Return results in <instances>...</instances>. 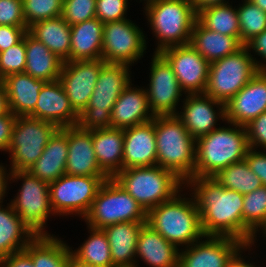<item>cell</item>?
I'll list each match as a JSON object with an SVG mask.
<instances>
[{
  "instance_id": "e575fe53",
  "label": "cell",
  "mask_w": 266,
  "mask_h": 267,
  "mask_svg": "<svg viewBox=\"0 0 266 267\" xmlns=\"http://www.w3.org/2000/svg\"><path fill=\"white\" fill-rule=\"evenodd\" d=\"M228 4H219L200 10L197 13V21L208 30L236 37L240 41L238 12Z\"/></svg>"
},
{
  "instance_id": "d6a6232c",
  "label": "cell",
  "mask_w": 266,
  "mask_h": 267,
  "mask_svg": "<svg viewBox=\"0 0 266 267\" xmlns=\"http://www.w3.org/2000/svg\"><path fill=\"white\" fill-rule=\"evenodd\" d=\"M28 32L64 62H69L71 29L61 16L32 24Z\"/></svg>"
},
{
  "instance_id": "ac0fdd59",
  "label": "cell",
  "mask_w": 266,
  "mask_h": 267,
  "mask_svg": "<svg viewBox=\"0 0 266 267\" xmlns=\"http://www.w3.org/2000/svg\"><path fill=\"white\" fill-rule=\"evenodd\" d=\"M187 95L183 101V112H178L176 116L182 121L190 135L197 140L216 129L218 121L216 119L220 118L225 121V104L205 93ZM213 106L219 107V111L216 112Z\"/></svg>"
},
{
  "instance_id": "bcb514c9",
  "label": "cell",
  "mask_w": 266,
  "mask_h": 267,
  "mask_svg": "<svg viewBox=\"0 0 266 267\" xmlns=\"http://www.w3.org/2000/svg\"><path fill=\"white\" fill-rule=\"evenodd\" d=\"M27 31V26L0 25V52L17 44Z\"/></svg>"
},
{
  "instance_id": "f5cc1de1",
  "label": "cell",
  "mask_w": 266,
  "mask_h": 267,
  "mask_svg": "<svg viewBox=\"0 0 266 267\" xmlns=\"http://www.w3.org/2000/svg\"><path fill=\"white\" fill-rule=\"evenodd\" d=\"M7 170L4 168L3 165H0V204L3 203V197H5L8 181L10 179V170L9 174L6 172Z\"/></svg>"
},
{
  "instance_id": "7bdbcfd3",
  "label": "cell",
  "mask_w": 266,
  "mask_h": 267,
  "mask_svg": "<svg viewBox=\"0 0 266 267\" xmlns=\"http://www.w3.org/2000/svg\"><path fill=\"white\" fill-rule=\"evenodd\" d=\"M127 2L128 0H96V18L103 23L127 19Z\"/></svg>"
},
{
  "instance_id": "681fc988",
  "label": "cell",
  "mask_w": 266,
  "mask_h": 267,
  "mask_svg": "<svg viewBox=\"0 0 266 267\" xmlns=\"http://www.w3.org/2000/svg\"><path fill=\"white\" fill-rule=\"evenodd\" d=\"M0 267H34L30 256L23 250L0 259Z\"/></svg>"
},
{
  "instance_id": "f546056e",
  "label": "cell",
  "mask_w": 266,
  "mask_h": 267,
  "mask_svg": "<svg viewBox=\"0 0 266 267\" xmlns=\"http://www.w3.org/2000/svg\"><path fill=\"white\" fill-rule=\"evenodd\" d=\"M64 61L47 46L26 32V67L24 73L38 80H59Z\"/></svg>"
},
{
  "instance_id": "680465c9",
  "label": "cell",
  "mask_w": 266,
  "mask_h": 267,
  "mask_svg": "<svg viewBox=\"0 0 266 267\" xmlns=\"http://www.w3.org/2000/svg\"><path fill=\"white\" fill-rule=\"evenodd\" d=\"M259 228L263 230L262 232L265 235L264 237H266V221Z\"/></svg>"
},
{
  "instance_id": "4dcf8cb0",
  "label": "cell",
  "mask_w": 266,
  "mask_h": 267,
  "mask_svg": "<svg viewBox=\"0 0 266 267\" xmlns=\"http://www.w3.org/2000/svg\"><path fill=\"white\" fill-rule=\"evenodd\" d=\"M190 44L209 63L234 54L244 46L236 37L208 30L198 21L192 29Z\"/></svg>"
},
{
  "instance_id": "484cf974",
  "label": "cell",
  "mask_w": 266,
  "mask_h": 267,
  "mask_svg": "<svg viewBox=\"0 0 266 267\" xmlns=\"http://www.w3.org/2000/svg\"><path fill=\"white\" fill-rule=\"evenodd\" d=\"M9 100L10 111L15 116H29L38 101L39 92L46 83L26 73H14L2 79Z\"/></svg>"
},
{
  "instance_id": "60d3db41",
  "label": "cell",
  "mask_w": 266,
  "mask_h": 267,
  "mask_svg": "<svg viewBox=\"0 0 266 267\" xmlns=\"http://www.w3.org/2000/svg\"><path fill=\"white\" fill-rule=\"evenodd\" d=\"M26 67V33L12 47L0 52V80L14 73H24Z\"/></svg>"
},
{
  "instance_id": "2e32d148",
  "label": "cell",
  "mask_w": 266,
  "mask_h": 267,
  "mask_svg": "<svg viewBox=\"0 0 266 267\" xmlns=\"http://www.w3.org/2000/svg\"><path fill=\"white\" fill-rule=\"evenodd\" d=\"M179 251L178 267H229L235 255L249 247L238 239L227 236H205Z\"/></svg>"
},
{
  "instance_id": "5b68a950",
  "label": "cell",
  "mask_w": 266,
  "mask_h": 267,
  "mask_svg": "<svg viewBox=\"0 0 266 267\" xmlns=\"http://www.w3.org/2000/svg\"><path fill=\"white\" fill-rule=\"evenodd\" d=\"M144 3L146 18L159 40L154 53L190 43L192 29L197 21L192 0H151Z\"/></svg>"
},
{
  "instance_id": "4fadbf2b",
  "label": "cell",
  "mask_w": 266,
  "mask_h": 267,
  "mask_svg": "<svg viewBox=\"0 0 266 267\" xmlns=\"http://www.w3.org/2000/svg\"><path fill=\"white\" fill-rule=\"evenodd\" d=\"M146 43L144 33L131 20L106 22L103 26L102 59L106 63L130 66L143 57Z\"/></svg>"
},
{
  "instance_id": "3957f363",
  "label": "cell",
  "mask_w": 266,
  "mask_h": 267,
  "mask_svg": "<svg viewBox=\"0 0 266 267\" xmlns=\"http://www.w3.org/2000/svg\"><path fill=\"white\" fill-rule=\"evenodd\" d=\"M157 165L174 172L185 183L194 177L196 140L176 115L155 116Z\"/></svg>"
},
{
  "instance_id": "f907efd6",
  "label": "cell",
  "mask_w": 266,
  "mask_h": 267,
  "mask_svg": "<svg viewBox=\"0 0 266 267\" xmlns=\"http://www.w3.org/2000/svg\"><path fill=\"white\" fill-rule=\"evenodd\" d=\"M249 50L252 48L266 62V29L255 36L245 45Z\"/></svg>"
},
{
  "instance_id": "9a60e30c",
  "label": "cell",
  "mask_w": 266,
  "mask_h": 267,
  "mask_svg": "<svg viewBox=\"0 0 266 267\" xmlns=\"http://www.w3.org/2000/svg\"><path fill=\"white\" fill-rule=\"evenodd\" d=\"M150 83L146 89L150 108L155 116L177 115V104L183 90L167 60L155 53L151 60Z\"/></svg>"
},
{
  "instance_id": "8992f818",
  "label": "cell",
  "mask_w": 266,
  "mask_h": 267,
  "mask_svg": "<svg viewBox=\"0 0 266 267\" xmlns=\"http://www.w3.org/2000/svg\"><path fill=\"white\" fill-rule=\"evenodd\" d=\"M113 179L129 193L147 213L172 199L185 184L174 172L158 165L131 167L119 171Z\"/></svg>"
},
{
  "instance_id": "9f6ffc18",
  "label": "cell",
  "mask_w": 266,
  "mask_h": 267,
  "mask_svg": "<svg viewBox=\"0 0 266 267\" xmlns=\"http://www.w3.org/2000/svg\"><path fill=\"white\" fill-rule=\"evenodd\" d=\"M69 267H98V266H94L93 264L89 263H84L78 260L72 253H70Z\"/></svg>"
},
{
  "instance_id": "603a6c76",
  "label": "cell",
  "mask_w": 266,
  "mask_h": 267,
  "mask_svg": "<svg viewBox=\"0 0 266 267\" xmlns=\"http://www.w3.org/2000/svg\"><path fill=\"white\" fill-rule=\"evenodd\" d=\"M130 83L118 97L111 112V128L126 129L154 119L146 89ZM150 112V113H149Z\"/></svg>"
},
{
  "instance_id": "7c38bea8",
  "label": "cell",
  "mask_w": 266,
  "mask_h": 267,
  "mask_svg": "<svg viewBox=\"0 0 266 267\" xmlns=\"http://www.w3.org/2000/svg\"><path fill=\"white\" fill-rule=\"evenodd\" d=\"M108 176H72L64 174L49 183L50 203L54 214H78L85 217L100 187Z\"/></svg>"
},
{
  "instance_id": "7402d4cb",
  "label": "cell",
  "mask_w": 266,
  "mask_h": 267,
  "mask_svg": "<svg viewBox=\"0 0 266 267\" xmlns=\"http://www.w3.org/2000/svg\"><path fill=\"white\" fill-rule=\"evenodd\" d=\"M68 157L66 174L72 176H107L99 167L92 141V130L77 125L67 127Z\"/></svg>"
},
{
  "instance_id": "f6af8a7d",
  "label": "cell",
  "mask_w": 266,
  "mask_h": 267,
  "mask_svg": "<svg viewBox=\"0 0 266 267\" xmlns=\"http://www.w3.org/2000/svg\"><path fill=\"white\" fill-rule=\"evenodd\" d=\"M249 148H264L266 150V112L245 125Z\"/></svg>"
},
{
  "instance_id": "f35d334b",
  "label": "cell",
  "mask_w": 266,
  "mask_h": 267,
  "mask_svg": "<svg viewBox=\"0 0 266 267\" xmlns=\"http://www.w3.org/2000/svg\"><path fill=\"white\" fill-rule=\"evenodd\" d=\"M266 221V186L244 194L243 222L255 233L249 248L254 245L258 229ZM255 237V238H254ZM255 239V240H254Z\"/></svg>"
},
{
  "instance_id": "6da1fadb",
  "label": "cell",
  "mask_w": 266,
  "mask_h": 267,
  "mask_svg": "<svg viewBox=\"0 0 266 267\" xmlns=\"http://www.w3.org/2000/svg\"><path fill=\"white\" fill-rule=\"evenodd\" d=\"M191 186L205 236H227L249 245L254 232L243 222L244 194L224 188L213 177H192Z\"/></svg>"
},
{
  "instance_id": "816d5d0a",
  "label": "cell",
  "mask_w": 266,
  "mask_h": 267,
  "mask_svg": "<svg viewBox=\"0 0 266 267\" xmlns=\"http://www.w3.org/2000/svg\"><path fill=\"white\" fill-rule=\"evenodd\" d=\"M13 114L9 108V100L2 80H0V115Z\"/></svg>"
},
{
  "instance_id": "8fae6325",
  "label": "cell",
  "mask_w": 266,
  "mask_h": 267,
  "mask_svg": "<svg viewBox=\"0 0 266 267\" xmlns=\"http://www.w3.org/2000/svg\"><path fill=\"white\" fill-rule=\"evenodd\" d=\"M10 180H22V186L10 203L20 219L36 236H50L45 229L47 218L54 212L50 203L49 183L29 171L10 172Z\"/></svg>"
},
{
  "instance_id": "5bb4252c",
  "label": "cell",
  "mask_w": 266,
  "mask_h": 267,
  "mask_svg": "<svg viewBox=\"0 0 266 267\" xmlns=\"http://www.w3.org/2000/svg\"><path fill=\"white\" fill-rule=\"evenodd\" d=\"M160 54L172 67L185 94L205 92L210 63L190 43L163 49Z\"/></svg>"
},
{
  "instance_id": "e0dca14e",
  "label": "cell",
  "mask_w": 266,
  "mask_h": 267,
  "mask_svg": "<svg viewBox=\"0 0 266 267\" xmlns=\"http://www.w3.org/2000/svg\"><path fill=\"white\" fill-rule=\"evenodd\" d=\"M103 59L64 62L59 76L71 107L79 115L88 105L94 91Z\"/></svg>"
},
{
  "instance_id": "836d02e7",
  "label": "cell",
  "mask_w": 266,
  "mask_h": 267,
  "mask_svg": "<svg viewBox=\"0 0 266 267\" xmlns=\"http://www.w3.org/2000/svg\"><path fill=\"white\" fill-rule=\"evenodd\" d=\"M24 251L34 267H69L71 248L54 235L36 236Z\"/></svg>"
},
{
  "instance_id": "83f0119b",
  "label": "cell",
  "mask_w": 266,
  "mask_h": 267,
  "mask_svg": "<svg viewBox=\"0 0 266 267\" xmlns=\"http://www.w3.org/2000/svg\"><path fill=\"white\" fill-rule=\"evenodd\" d=\"M92 141L100 169L109 178H113L122 170L124 129H94Z\"/></svg>"
},
{
  "instance_id": "52a82bcc",
  "label": "cell",
  "mask_w": 266,
  "mask_h": 267,
  "mask_svg": "<svg viewBox=\"0 0 266 267\" xmlns=\"http://www.w3.org/2000/svg\"><path fill=\"white\" fill-rule=\"evenodd\" d=\"M129 66L105 63L87 107L78 115L83 130L111 128V112L118 97L131 83Z\"/></svg>"
},
{
  "instance_id": "ee69618b",
  "label": "cell",
  "mask_w": 266,
  "mask_h": 267,
  "mask_svg": "<svg viewBox=\"0 0 266 267\" xmlns=\"http://www.w3.org/2000/svg\"><path fill=\"white\" fill-rule=\"evenodd\" d=\"M0 25L27 26L22 0H0Z\"/></svg>"
},
{
  "instance_id": "4316f807",
  "label": "cell",
  "mask_w": 266,
  "mask_h": 267,
  "mask_svg": "<svg viewBox=\"0 0 266 267\" xmlns=\"http://www.w3.org/2000/svg\"><path fill=\"white\" fill-rule=\"evenodd\" d=\"M179 248L144 224L137 239L136 255L150 267H178Z\"/></svg>"
},
{
  "instance_id": "c3c4849f",
  "label": "cell",
  "mask_w": 266,
  "mask_h": 267,
  "mask_svg": "<svg viewBox=\"0 0 266 267\" xmlns=\"http://www.w3.org/2000/svg\"><path fill=\"white\" fill-rule=\"evenodd\" d=\"M16 116L13 114L0 115V150L8 149Z\"/></svg>"
},
{
  "instance_id": "8d00e7d4",
  "label": "cell",
  "mask_w": 266,
  "mask_h": 267,
  "mask_svg": "<svg viewBox=\"0 0 266 267\" xmlns=\"http://www.w3.org/2000/svg\"><path fill=\"white\" fill-rule=\"evenodd\" d=\"M90 236L78 250L71 253L84 263L93 264L98 267H114L110 253L108 238L103 229L88 227Z\"/></svg>"
},
{
  "instance_id": "7dc6e473",
  "label": "cell",
  "mask_w": 266,
  "mask_h": 267,
  "mask_svg": "<svg viewBox=\"0 0 266 267\" xmlns=\"http://www.w3.org/2000/svg\"><path fill=\"white\" fill-rule=\"evenodd\" d=\"M263 152L249 148L245 160L250 170L257 175L263 186H266V153L265 150Z\"/></svg>"
},
{
  "instance_id": "ab89813d",
  "label": "cell",
  "mask_w": 266,
  "mask_h": 267,
  "mask_svg": "<svg viewBox=\"0 0 266 267\" xmlns=\"http://www.w3.org/2000/svg\"><path fill=\"white\" fill-rule=\"evenodd\" d=\"M64 0H22L23 16L27 27L37 22L62 15Z\"/></svg>"
},
{
  "instance_id": "7a4b0ae2",
  "label": "cell",
  "mask_w": 266,
  "mask_h": 267,
  "mask_svg": "<svg viewBox=\"0 0 266 267\" xmlns=\"http://www.w3.org/2000/svg\"><path fill=\"white\" fill-rule=\"evenodd\" d=\"M227 123L233 127H217L196 140L194 177H213L225 167L245 159L249 149L245 126Z\"/></svg>"
},
{
  "instance_id": "1f68e13d",
  "label": "cell",
  "mask_w": 266,
  "mask_h": 267,
  "mask_svg": "<svg viewBox=\"0 0 266 267\" xmlns=\"http://www.w3.org/2000/svg\"><path fill=\"white\" fill-rule=\"evenodd\" d=\"M35 237L11 203L6 208L0 204V259L23 251Z\"/></svg>"
},
{
  "instance_id": "74e56055",
  "label": "cell",
  "mask_w": 266,
  "mask_h": 267,
  "mask_svg": "<svg viewBox=\"0 0 266 267\" xmlns=\"http://www.w3.org/2000/svg\"><path fill=\"white\" fill-rule=\"evenodd\" d=\"M236 9L240 24V42L245 46L266 29V12L250 0H244L242 6Z\"/></svg>"
},
{
  "instance_id": "11a10c76",
  "label": "cell",
  "mask_w": 266,
  "mask_h": 267,
  "mask_svg": "<svg viewBox=\"0 0 266 267\" xmlns=\"http://www.w3.org/2000/svg\"><path fill=\"white\" fill-rule=\"evenodd\" d=\"M242 251H239L235 257L231 260L229 267H255L254 265H252V263L245 262V260L243 259V256L241 257Z\"/></svg>"
},
{
  "instance_id": "d6986e66",
  "label": "cell",
  "mask_w": 266,
  "mask_h": 267,
  "mask_svg": "<svg viewBox=\"0 0 266 267\" xmlns=\"http://www.w3.org/2000/svg\"><path fill=\"white\" fill-rule=\"evenodd\" d=\"M229 123L245 126L266 112V71H259L226 105Z\"/></svg>"
},
{
  "instance_id": "d590c367",
  "label": "cell",
  "mask_w": 266,
  "mask_h": 267,
  "mask_svg": "<svg viewBox=\"0 0 266 267\" xmlns=\"http://www.w3.org/2000/svg\"><path fill=\"white\" fill-rule=\"evenodd\" d=\"M224 188L247 194L263 186L261 180L242 160L231 164L213 176Z\"/></svg>"
},
{
  "instance_id": "44dd1931",
  "label": "cell",
  "mask_w": 266,
  "mask_h": 267,
  "mask_svg": "<svg viewBox=\"0 0 266 267\" xmlns=\"http://www.w3.org/2000/svg\"><path fill=\"white\" fill-rule=\"evenodd\" d=\"M122 169L157 165L154 119L124 129Z\"/></svg>"
},
{
  "instance_id": "cb8c5ba5",
  "label": "cell",
  "mask_w": 266,
  "mask_h": 267,
  "mask_svg": "<svg viewBox=\"0 0 266 267\" xmlns=\"http://www.w3.org/2000/svg\"><path fill=\"white\" fill-rule=\"evenodd\" d=\"M67 157V127H63L53 134L41 156L27 171L40 180L51 183L66 174Z\"/></svg>"
},
{
  "instance_id": "277c9868",
  "label": "cell",
  "mask_w": 266,
  "mask_h": 267,
  "mask_svg": "<svg viewBox=\"0 0 266 267\" xmlns=\"http://www.w3.org/2000/svg\"><path fill=\"white\" fill-rule=\"evenodd\" d=\"M146 224L177 248L182 244L188 247L205 238L194 197L181 198L178 193L149 210Z\"/></svg>"
},
{
  "instance_id": "d4e9b609",
  "label": "cell",
  "mask_w": 266,
  "mask_h": 267,
  "mask_svg": "<svg viewBox=\"0 0 266 267\" xmlns=\"http://www.w3.org/2000/svg\"><path fill=\"white\" fill-rule=\"evenodd\" d=\"M146 222H119L105 227L114 267H138L136 264L137 239Z\"/></svg>"
},
{
  "instance_id": "30bf717a",
  "label": "cell",
  "mask_w": 266,
  "mask_h": 267,
  "mask_svg": "<svg viewBox=\"0 0 266 267\" xmlns=\"http://www.w3.org/2000/svg\"><path fill=\"white\" fill-rule=\"evenodd\" d=\"M58 129L57 125L49 121L16 116L7 149L11 153V172L29 170Z\"/></svg>"
},
{
  "instance_id": "6f0895ef",
  "label": "cell",
  "mask_w": 266,
  "mask_h": 267,
  "mask_svg": "<svg viewBox=\"0 0 266 267\" xmlns=\"http://www.w3.org/2000/svg\"><path fill=\"white\" fill-rule=\"evenodd\" d=\"M264 12H266V0H250Z\"/></svg>"
},
{
  "instance_id": "ffe728a7",
  "label": "cell",
  "mask_w": 266,
  "mask_h": 267,
  "mask_svg": "<svg viewBox=\"0 0 266 267\" xmlns=\"http://www.w3.org/2000/svg\"><path fill=\"white\" fill-rule=\"evenodd\" d=\"M29 117L52 122L59 128L75 126L78 123V114L71 107L59 80L44 84L39 92L35 110Z\"/></svg>"
},
{
  "instance_id": "b9f144b4",
  "label": "cell",
  "mask_w": 266,
  "mask_h": 267,
  "mask_svg": "<svg viewBox=\"0 0 266 267\" xmlns=\"http://www.w3.org/2000/svg\"><path fill=\"white\" fill-rule=\"evenodd\" d=\"M61 17L71 26L96 18V0H64Z\"/></svg>"
},
{
  "instance_id": "9c48e42d",
  "label": "cell",
  "mask_w": 266,
  "mask_h": 267,
  "mask_svg": "<svg viewBox=\"0 0 266 267\" xmlns=\"http://www.w3.org/2000/svg\"><path fill=\"white\" fill-rule=\"evenodd\" d=\"M147 213L113 178L104 181L85 219L88 227L104 229L119 222H146Z\"/></svg>"
},
{
  "instance_id": "ba28073f",
  "label": "cell",
  "mask_w": 266,
  "mask_h": 267,
  "mask_svg": "<svg viewBox=\"0 0 266 267\" xmlns=\"http://www.w3.org/2000/svg\"><path fill=\"white\" fill-rule=\"evenodd\" d=\"M248 51L251 50L243 46L236 53L210 63L204 92L207 96L226 105L259 71H266V64Z\"/></svg>"
},
{
  "instance_id": "db71d44e",
  "label": "cell",
  "mask_w": 266,
  "mask_h": 267,
  "mask_svg": "<svg viewBox=\"0 0 266 267\" xmlns=\"http://www.w3.org/2000/svg\"><path fill=\"white\" fill-rule=\"evenodd\" d=\"M196 13L210 6L229 3L225 0H192Z\"/></svg>"
},
{
  "instance_id": "f1b7e54d",
  "label": "cell",
  "mask_w": 266,
  "mask_h": 267,
  "mask_svg": "<svg viewBox=\"0 0 266 267\" xmlns=\"http://www.w3.org/2000/svg\"><path fill=\"white\" fill-rule=\"evenodd\" d=\"M103 26L98 18L70 26L69 61L102 59Z\"/></svg>"
}]
</instances>
